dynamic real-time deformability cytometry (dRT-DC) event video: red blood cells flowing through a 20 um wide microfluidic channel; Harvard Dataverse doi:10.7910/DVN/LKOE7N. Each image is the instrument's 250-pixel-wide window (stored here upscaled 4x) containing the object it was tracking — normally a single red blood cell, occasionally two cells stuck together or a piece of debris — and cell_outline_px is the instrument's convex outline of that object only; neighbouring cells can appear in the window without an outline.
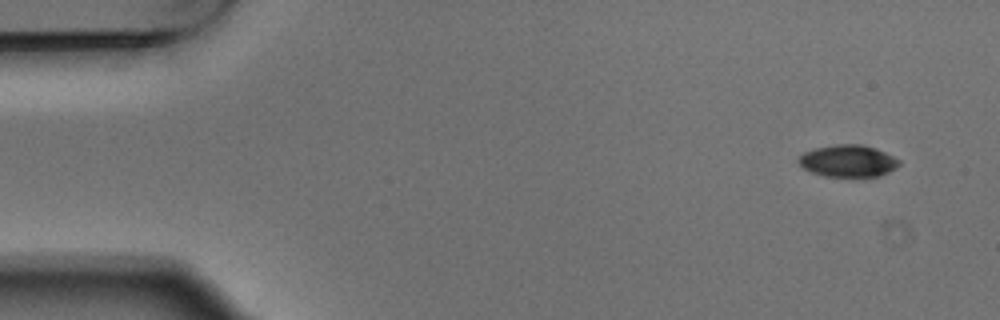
{"species": "Egyptian fruit bat (a non-hibernating species)", "species_latin": "Rousettus aegyptiacus", "temperature_condition": "warm", "stored_images_in_passage": 6, "camera_frame_rate_fps": 3000, "um_per_image_px": 0.085, "animal": {"sex": "male"}, "frame": {"image": 1, "passage_image": 1, "time_ms": 0.0, "image_size_px": [1000, 320], "cell_outline_px": [[900, 164], [896, 168], [880, 176], [824, 176], [812, 172], [804, 168], [796, 160], [804, 152], [816, 148], [836, 144], [860, 144], [876, 148], [900, 160]], "centroid_in_image_um": [72.09, 13.67], "position_along_channel_um": 12.9, "area_um2": 18.61}}
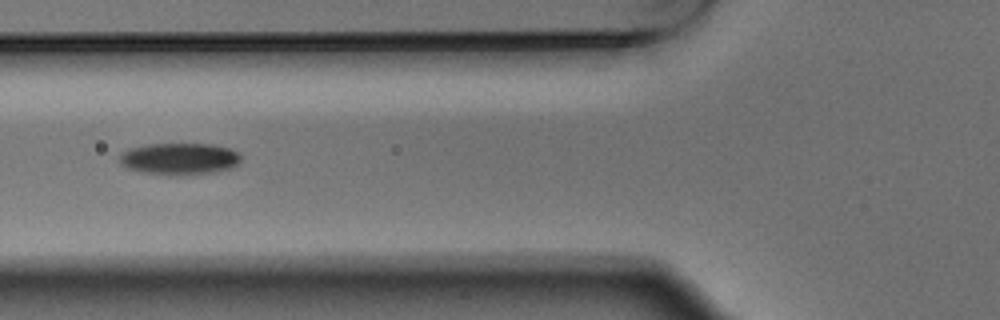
{"frame": {"image": 2, "passage_image": 5, "time_ms": 1.333, "image_size_px": [1000, 320], "cell_outline_px": [[240, 164], [228, 168], [212, 172], [176, 176], [168, 176], [144, 172], [128, 168], [120, 164], [120, 156], [124, 152], [132, 148], [148, 144], [216, 144], [240, 152]], "centroid_in_image_um": [15.29, 13.5], "position_along_channel_um": 110.5, "area_um2": 22.48}}
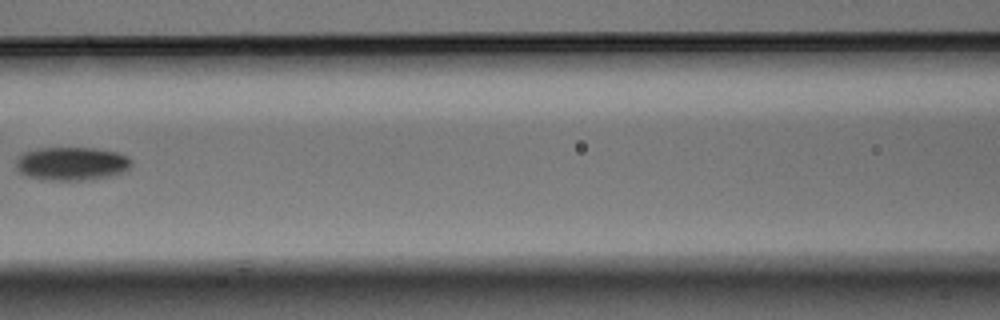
{"frame": {"image": 3, "passage_image": 6, "time_ms": 1.667, "image_size_px": [1000, 320], "cell_outline_px": [[132, 164], [128, 172], [116, 176], [92, 180], [48, 180], [28, 176], [20, 172], [16, 168], [16, 160], [24, 152], [40, 148], [92, 148], [116, 152], [128, 156], [132, 160]], "centroid_in_image_um": [6.18, 13.93], "position_along_channel_um": 160.4, "area_um2": 22.83}}